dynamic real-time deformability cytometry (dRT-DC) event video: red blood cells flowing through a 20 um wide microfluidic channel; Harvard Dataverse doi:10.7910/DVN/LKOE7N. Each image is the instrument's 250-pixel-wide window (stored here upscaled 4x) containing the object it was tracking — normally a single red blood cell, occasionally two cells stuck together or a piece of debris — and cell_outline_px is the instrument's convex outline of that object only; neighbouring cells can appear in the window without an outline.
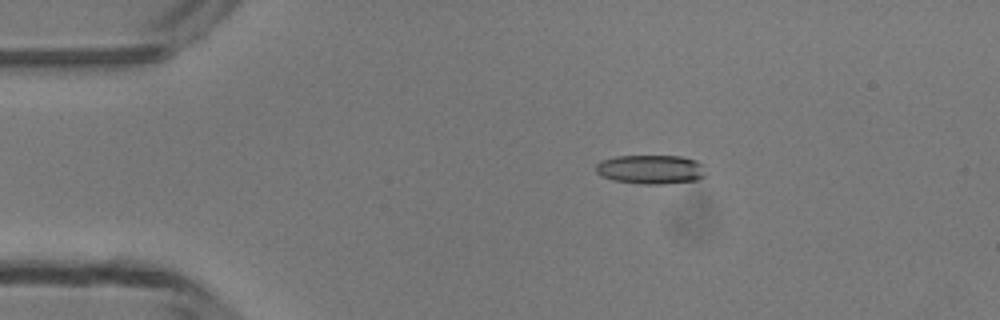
{"species": "common noctule bat (a hibernating species)", "species_latin": "Nyctalus noctula", "temperature_condition": "room temperature", "stored_images_in_passage": 5, "camera_frame_rate_fps": 3000, "um_per_image_px": 0.085, "animal": {"sex": "male", "body_mass_g": 13.3}, "frame": {"image": 1, "passage_image": 3, "time_ms": 2.333, "image_size_px": [1000, 320], "cell_outline_px": [[704, 176], [696, 180], [664, 184], [640, 184], [612, 180], [600, 176], [596, 172], [596, 164], [600, 160], [616, 156], [680, 156], [696, 160], [704, 164]], "centroid_in_image_um": [55.29, 14.4], "position_along_channel_um": 29.7, "area_um2": 18.84}}
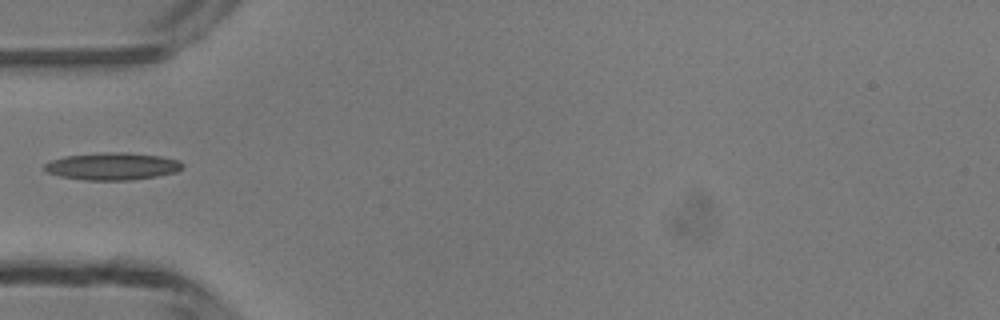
{"frame": {"image": 2, "passage_image": 5, "time_ms": 4.667, "image_size_px": [1000, 320], "cell_outline_px": [[184, 168], [176, 172], [156, 176], [128, 180], [84, 180], [60, 176], [48, 172], [44, 168], [44, 164], [52, 160], [64, 156], [104, 152], [120, 152], [160, 156], [180, 160], [184, 164]], "centroid_in_image_um": [9.58, 14.13], "position_along_channel_um": 75.4, "area_um2": 21.91}}